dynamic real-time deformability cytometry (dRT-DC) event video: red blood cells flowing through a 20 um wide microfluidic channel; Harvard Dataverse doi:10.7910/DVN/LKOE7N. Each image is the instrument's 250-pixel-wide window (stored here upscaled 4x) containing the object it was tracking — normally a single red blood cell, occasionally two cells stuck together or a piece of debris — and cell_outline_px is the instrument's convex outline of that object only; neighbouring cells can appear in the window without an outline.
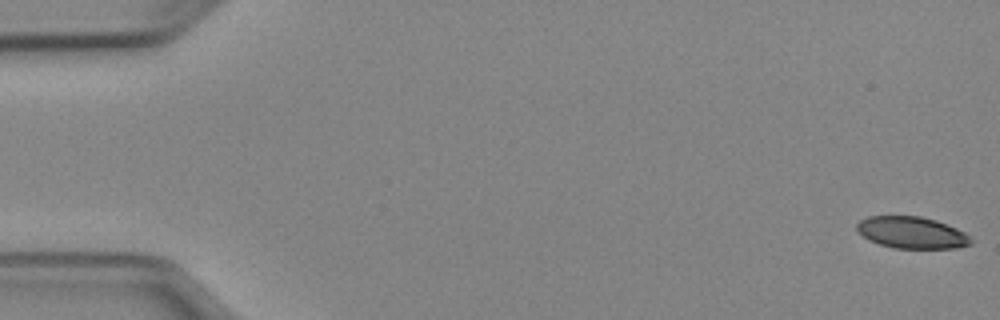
{"species": "Egyptian fruit bat (a non-hibernating species)", "species_latin": "Rousettus aegyptiacus", "temperature_condition": "cold", "stored_images_in_passage": 53, "camera_frame_rate_fps": 3000, "um_per_image_px": 0.085, "animal": {"sex": "female"}, "frame": {"image": 1, "passage_image": 1, "time_ms": 0.0, "image_size_px": [1000, 320], "cell_outline_px": [[972, 244], [956, 248], [892, 248], [868, 240], [856, 228], [856, 224], [860, 220], [868, 216], [920, 216], [936, 220], [956, 228], [964, 232], [972, 240]], "centroid_in_image_um": [77.49, 19.77], "position_along_channel_um": 7.5, "area_um2": 21.04}}
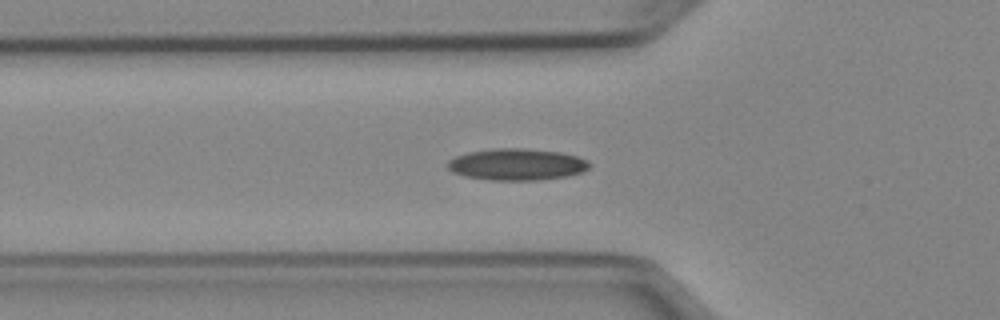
{"frame": {"image": 2, "passage_image": 18, "time_ms": 5.667, "image_size_px": [1000, 320], "cell_outline_px": [[592, 164], [584, 172], [564, 176], [536, 180], [488, 180], [464, 176], [452, 172], [448, 168], [448, 160], [456, 156], [468, 152], [492, 148], [524, 148], [560, 152], [576, 156], [588, 160]], "centroid_in_image_um": [43.92, 13.97], "position_along_channel_um": 81.9, "area_um2": 26.24}}
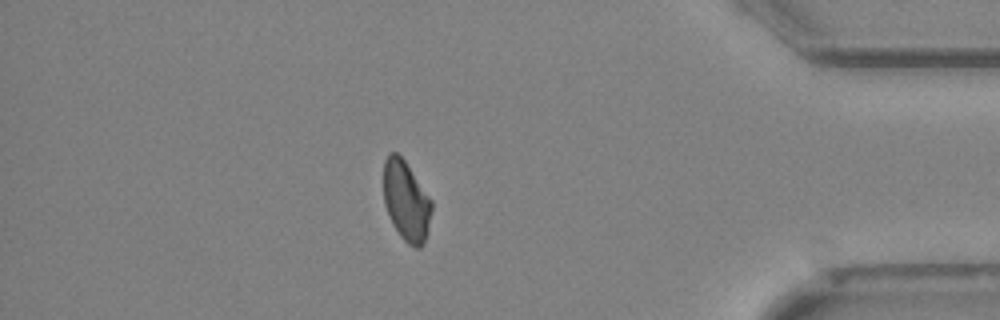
{"frame": {"image": 3, "passage_image": 45, "time_ms": 14.667, "image_size_px": [1000, 320], "cell_outline_px": [[432, 208], [428, 232], [424, 244], [420, 248], [416, 248], [408, 244], [400, 236], [392, 224], [384, 204], [384, 160], [392, 152], [396, 152], [404, 160], [432, 200]], "centroid_in_image_um": [34.53, 17.12], "position_along_channel_um": 400.7, "area_um2": 22.43}, "authors_computed_cell_mechanics": {"area_um2": 23.4668, "velocity_mm_per_s": 3.9466, "shape_relaxation_time_tau1_ms": null, "shape_relaxation_time_tau2_ms": 4.5747, "deformation_change_tau1": null, "deformation_change_tau2": 0.1089}}